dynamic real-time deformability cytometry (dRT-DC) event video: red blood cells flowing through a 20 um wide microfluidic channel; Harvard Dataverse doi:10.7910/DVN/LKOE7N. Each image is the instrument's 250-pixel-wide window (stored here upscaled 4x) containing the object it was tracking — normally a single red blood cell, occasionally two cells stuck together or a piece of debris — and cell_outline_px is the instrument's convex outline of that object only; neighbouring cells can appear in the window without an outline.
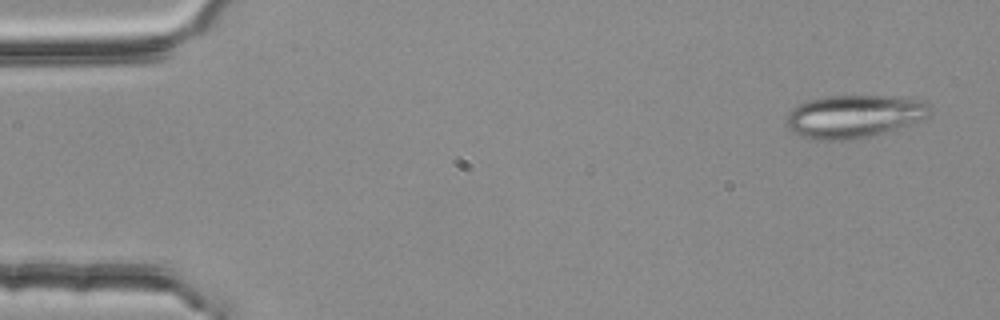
{"species": "common noctule bat (a hibernating species)", "species_latin": "Nyctalus noctula", "temperature_condition": "room temperature", "stored_images_in_passage": 4, "camera_frame_rate_fps": 3000, "um_per_image_px": 0.085, "animal": {"sex": "female", "body_mass_g": 25.1}, "frame": {"image": 1, "passage_image": 1, "time_ms": 0.0, "image_size_px": [1000, 320], "cell_outline_px": [[932, 112], [928, 116], [884, 132], [868, 136], [844, 140], [812, 140], [800, 136], [792, 132], [788, 128], [788, 112], [792, 108], [808, 100], [824, 96], [888, 96], [924, 100], [932, 108]], "centroid_in_image_um": [72.56, 9.88], "position_along_channel_um": 12.4, "area_um2": 35.55}}